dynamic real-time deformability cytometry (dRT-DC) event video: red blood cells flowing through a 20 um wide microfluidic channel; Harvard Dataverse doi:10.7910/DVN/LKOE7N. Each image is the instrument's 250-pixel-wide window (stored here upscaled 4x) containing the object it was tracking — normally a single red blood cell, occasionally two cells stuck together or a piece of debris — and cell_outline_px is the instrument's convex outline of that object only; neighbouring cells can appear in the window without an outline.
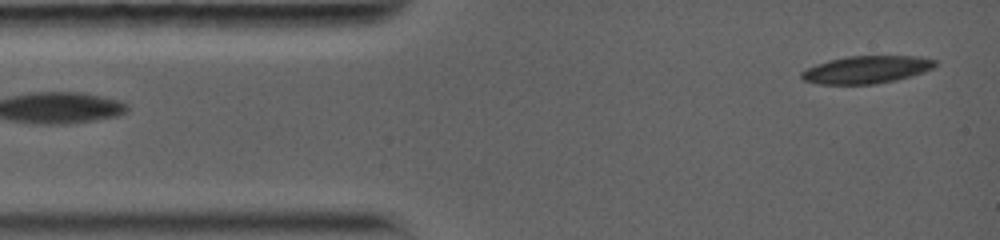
{"species": "common noctule bat (a hibernating species)", "species_latin": "Nyctalus noctula", "temperature_condition": "warm", "stored_images_in_passage": 2, "segment_of_instrument_passage": [2, 2], "camera_frame_rate_fps": 5000, "um_per_image_px": 0.085, "animal": {"sex": "female", "body_mass_g": 19.0, "forearm_length_mm": 56.7}, "frame": {"image": 1, "passage_image": 2, "time_ms": 1.2, "image_size_px": [1000, 240], "cell_outline_px": [[936, 64], [932, 68], [924, 72], [896, 80], [872, 84], [816, 84], [804, 80], [800, 76], [800, 72], [816, 64], [828, 60], [848, 56], [920, 56], [936, 60]], "centroid_in_image_um": [73.64, 5.91], "position_along_channel_um": 11.4, "area_um2": 21.44}}